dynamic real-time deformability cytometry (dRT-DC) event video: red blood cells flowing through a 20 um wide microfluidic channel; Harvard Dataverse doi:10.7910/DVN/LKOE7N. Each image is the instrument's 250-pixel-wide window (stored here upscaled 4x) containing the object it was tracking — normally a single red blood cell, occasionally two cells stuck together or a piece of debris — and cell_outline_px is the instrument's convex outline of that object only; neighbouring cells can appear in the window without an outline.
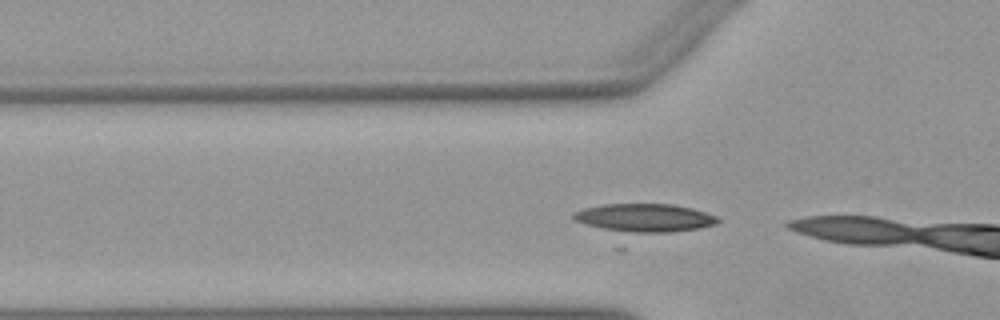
{"species": "Egyptian fruit bat (a non-hibernating species)", "species_latin": "Rousettus aegyptiacus", "temperature_condition": "warm", "stored_images_in_passage": 5, "camera_frame_rate_fps": 3000, "um_per_image_px": 0.085, "animal": {"sex": "female"}, "frame": {"image": 1, "passage_image": 3, "time_ms": 0.667, "image_size_px": [1000, 320], "cell_outline_px": [[720, 220], [716, 224], [700, 228], [668, 232], [616, 232], [584, 224], [572, 220], [572, 212], [584, 208], [604, 204], [672, 204], [692, 208], [716, 216]], "centroid_in_image_um": [54.73, 18.51], "position_along_channel_um": 71.1, "area_um2": 23.81}}